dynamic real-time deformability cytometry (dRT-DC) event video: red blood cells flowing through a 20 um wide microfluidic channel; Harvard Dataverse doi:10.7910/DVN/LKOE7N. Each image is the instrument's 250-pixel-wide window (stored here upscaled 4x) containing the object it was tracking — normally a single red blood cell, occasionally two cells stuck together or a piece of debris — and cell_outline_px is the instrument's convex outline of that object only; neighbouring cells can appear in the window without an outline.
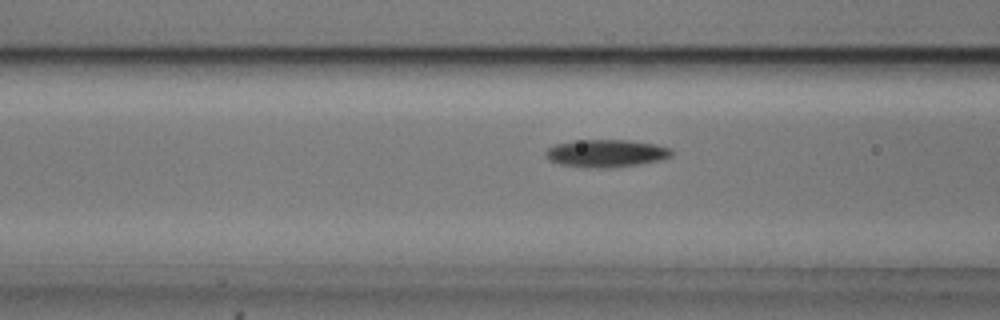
{"species": "common noctule bat (a hibernating species)", "species_latin": "Nyctalus noctula", "temperature_condition": "cold", "stored_images_in_passage": 14, "camera_frame_rate_fps": 3000, "um_per_image_px": 0.085, "animal": {"sex": "male", "body_mass_g": 20.5, "forearm_length_mm": 52.5}, "frame": {"image": 1, "passage_image": 12, "time_ms": 3.667, "image_size_px": [1000, 320], "cell_outline_px": [[672, 156], [660, 160], [636, 164], [608, 168], [584, 168], [560, 164], [548, 160], [544, 156], [544, 152], [548, 148], [556, 144], [576, 140], [628, 140], [656, 144], [668, 148], [672, 152]], "centroid_in_image_um": [51.46, 13.03], "position_along_channel_um": 115.1, "area_um2": 20.29}}